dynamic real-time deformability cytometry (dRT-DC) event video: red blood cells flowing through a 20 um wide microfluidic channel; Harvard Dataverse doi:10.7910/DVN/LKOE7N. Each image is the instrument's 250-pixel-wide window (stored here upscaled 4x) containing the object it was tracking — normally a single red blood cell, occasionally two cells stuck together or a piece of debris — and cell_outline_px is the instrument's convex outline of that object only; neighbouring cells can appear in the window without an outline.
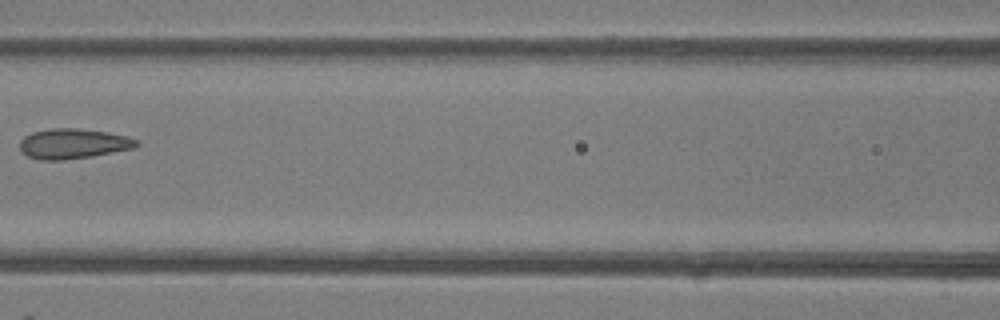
{"species": "common noctule bat (a hibernating species)", "species_latin": "Nyctalus noctula", "temperature_condition": "room temperature", "stored_images_in_passage": 7, "camera_frame_rate_fps": 3000, "um_per_image_px": 0.085, "animal": {"sex": "female"}, "frame": {"image": 1, "passage_image": 6, "time_ms": 6.0, "image_size_px": [1000, 320], "cell_outline_px": [[140, 144], [132, 148], [92, 156], [64, 160], [40, 160], [28, 156], [20, 148], [20, 140], [24, 136], [32, 132], [52, 128], [76, 128], [108, 132], [128, 136], [140, 140]], "centroid_in_image_um": [6.24, 12.2], "position_along_channel_um": 160.4, "area_um2": 20.46}}
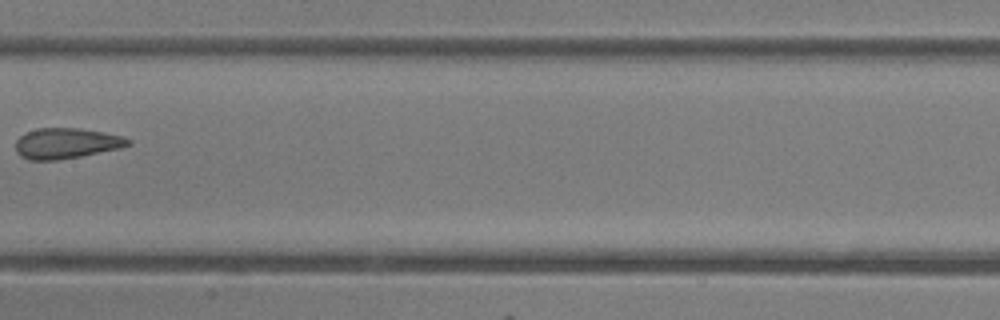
{"frame": {"image": 2, "passage_image": 7, "time_ms": 7.0, "image_size_px": [1000, 320], "cell_outline_px": [[132, 144], [120, 148], [80, 156], [56, 160], [28, 160], [20, 156], [16, 152], [16, 140], [20, 136], [36, 128], [80, 128], [104, 132], [124, 136], [132, 140]], "centroid_in_image_um": [5.65, 12.18], "position_along_channel_um": 201.7, "area_um2": 20.11}}